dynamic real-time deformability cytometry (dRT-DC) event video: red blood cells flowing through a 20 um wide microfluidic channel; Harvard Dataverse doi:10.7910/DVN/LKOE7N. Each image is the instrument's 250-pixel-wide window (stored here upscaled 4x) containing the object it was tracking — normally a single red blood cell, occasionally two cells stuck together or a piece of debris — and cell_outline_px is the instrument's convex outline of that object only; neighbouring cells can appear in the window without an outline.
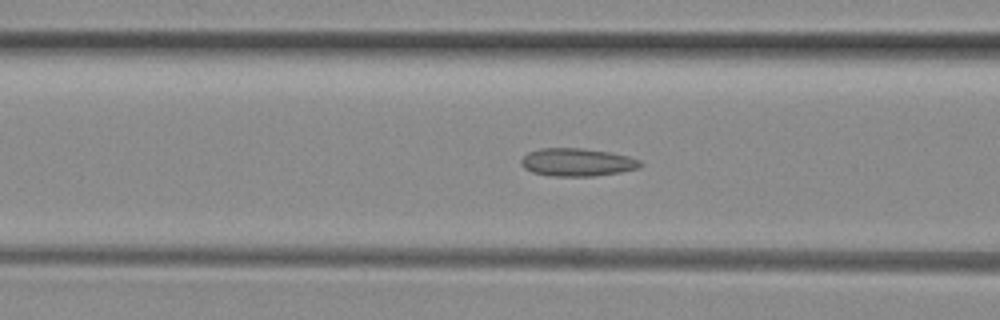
{"species": "common noctule bat (a hibernating species)", "species_latin": "Nyctalus noctula", "temperature_condition": "room temperature", "stored_images_in_passage": 51, "camera_frame_rate_fps": 3000, "um_per_image_px": 0.085, "animal": {"sex": "female", "body_mass_g": 29.2, "forearm_length_mm": 56.3}, "frame": {"image": 1, "passage_image": 19, "time_ms": 6.0, "image_size_px": [1000, 320], "cell_outline_px": [[644, 164], [640, 168], [620, 172], [596, 176], [552, 176], [532, 172], [524, 168], [520, 164], [520, 160], [528, 152], [540, 148], [580, 148], [608, 152], [628, 156], [640, 160]], "centroid_in_image_um": [49.06, 13.79], "position_along_channel_um": 117.5, "area_um2": 19.48}}
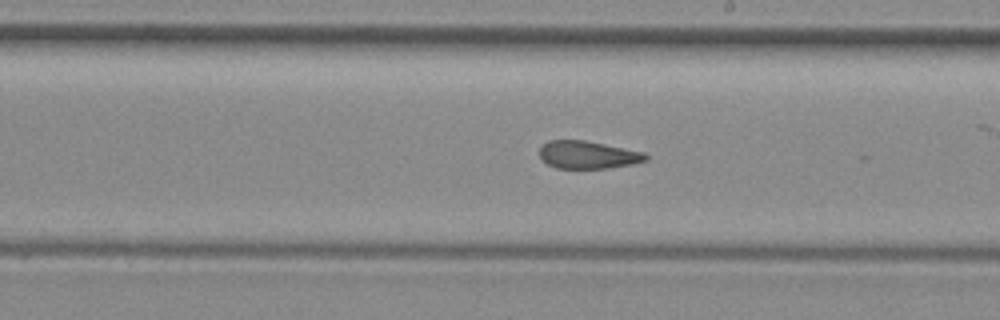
{"frame": {"image": 2, "passage_image": 28, "time_ms": 9.0, "image_size_px": [1000, 320], "cell_outline_px": [[648, 160], [632, 164], [608, 168], [556, 168], [548, 164], [540, 156], [540, 148], [548, 140], [584, 140], [644, 152], [648, 156]], "centroid_in_image_um": [49.98, 13.16], "position_along_channel_um": 239.0, "area_um2": 16.99}}
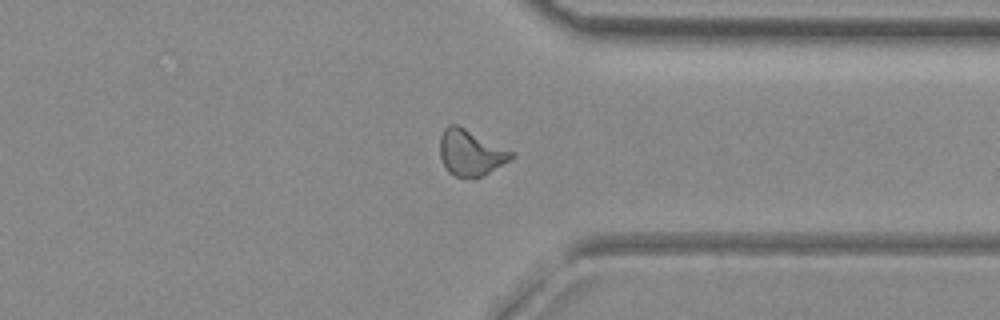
{"frame": {"image": 3, "passage_image": 38, "time_ms": 12.333, "image_size_px": [1000, 320], "cell_outline_px": [[516, 156], [484, 176], [456, 176], [448, 172], [440, 156], [440, 136], [444, 128], [448, 124], [456, 124], [516, 152]], "centroid_in_image_um": [40.03, 12.96], "position_along_channel_um": 371.4, "area_um2": 19.07}, "authors_computed_cell_mechanics": {"area_um2": 18.7272, "velocity_mm_per_s": 4.0537, "shape_relaxation_time_tau1_ms": null, "shape_relaxation_time_tau2_ms": 1.9025, "deformation_change_tau1": null, "deformation_change_tau2": 0.0973}}